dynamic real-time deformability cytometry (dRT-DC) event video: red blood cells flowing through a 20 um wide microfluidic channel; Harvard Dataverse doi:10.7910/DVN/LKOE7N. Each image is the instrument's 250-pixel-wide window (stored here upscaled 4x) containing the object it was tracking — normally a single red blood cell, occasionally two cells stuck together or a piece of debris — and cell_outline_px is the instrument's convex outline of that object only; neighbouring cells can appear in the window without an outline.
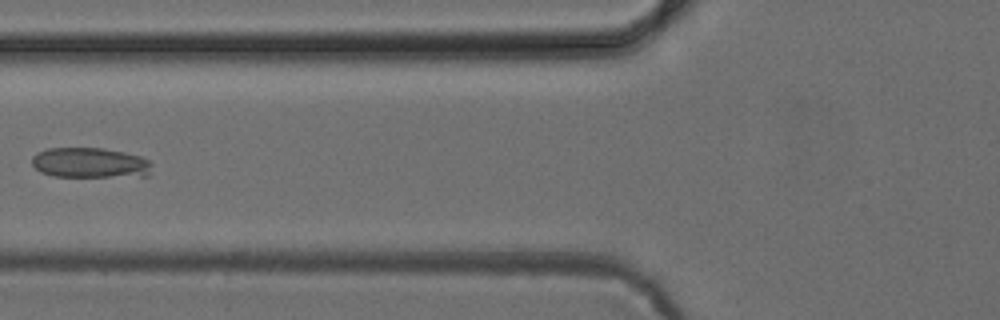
{"species": "common noctule bat (a hibernating species)", "species_latin": "Nyctalus noctula", "temperature_condition": "cold", "stored_images_in_passage": 5, "camera_frame_rate_fps": 3000, "um_per_image_px": 0.085, "animal": {"sex": "female", "body_mass_g": 24.6, "forearm_length_mm": 56.2}, "frame": {"image": 1, "passage_image": 4, "time_ms": 3.667, "image_size_px": [1000, 320], "cell_outline_px": [[152, 164], [148, 176], [52, 176], [40, 172], [32, 164], [32, 156], [36, 152], [48, 148], [104, 148], [124, 152], [140, 156], [148, 160]], "centroid_in_image_um": [7.64, 13.83], "position_along_channel_um": 118.2, "area_um2": 21.15}}
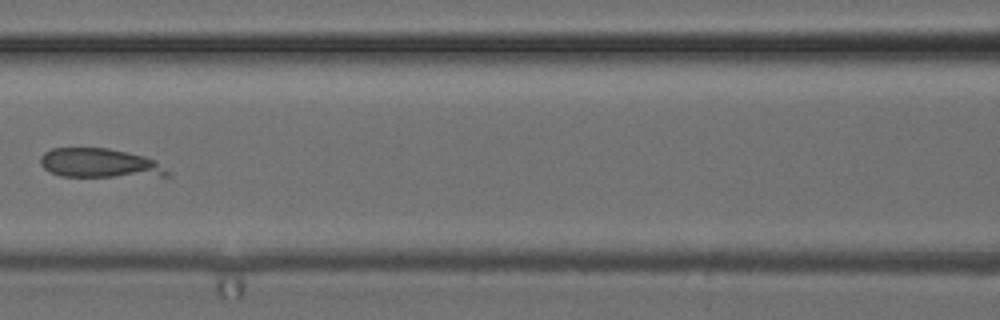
{"frame": {"image": 2, "passage_image": 5, "time_ms": 4.667, "image_size_px": [1000, 320], "cell_outline_px": [[172, 176], [60, 176], [44, 168], [40, 164], [40, 156], [44, 152], [52, 148], [108, 148], [128, 152], [144, 156], [156, 160], [172, 172]], "centroid_in_image_um": [8.52, 13.86], "position_along_channel_um": 158.1, "area_um2": 21.73}}